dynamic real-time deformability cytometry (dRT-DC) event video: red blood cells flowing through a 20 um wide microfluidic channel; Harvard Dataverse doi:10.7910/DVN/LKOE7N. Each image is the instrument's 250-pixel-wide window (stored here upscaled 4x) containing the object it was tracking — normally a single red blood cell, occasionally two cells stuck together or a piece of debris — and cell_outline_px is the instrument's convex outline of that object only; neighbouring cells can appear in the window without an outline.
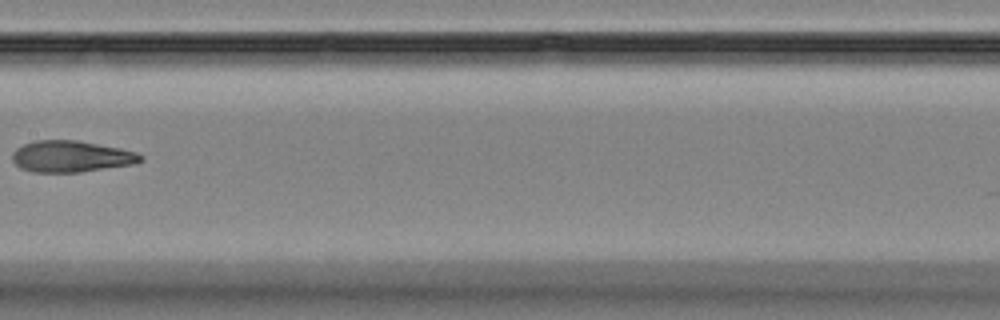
{"species": "Egyptian fruit bat (a non-hibernating species)", "species_latin": "Rousettus aegyptiacus", "temperature_condition": "room temperature", "stored_images_in_passage": 9, "camera_frame_rate_fps": 3000, "um_per_image_px": 0.085, "animal": {"sex": "female"}, "frame": {"image": 1, "passage_image": 8, "time_ms": 8.333, "image_size_px": [1000, 320], "cell_outline_px": [[144, 160], [136, 164], [80, 172], [32, 172], [20, 168], [12, 160], [12, 152], [16, 148], [24, 144], [36, 140], [76, 140], [120, 148], [136, 152], [144, 156]], "centroid_in_image_um": [6.06, 13.3], "position_along_channel_um": 201.3, "area_um2": 23.64}}
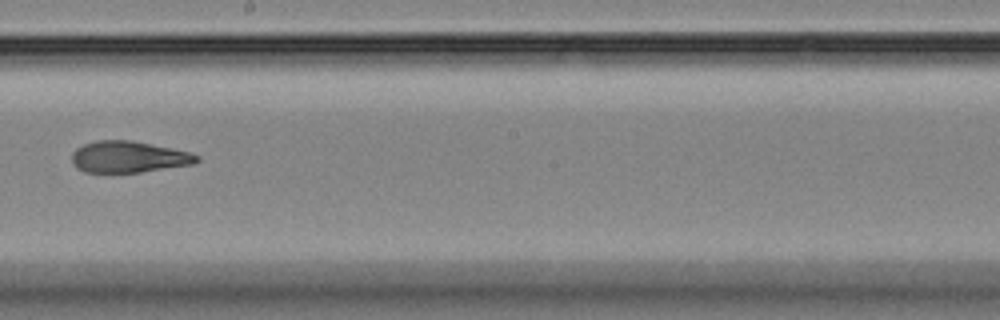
{"frame": {"image": 2, "passage_image": 9, "time_ms": 9.333, "image_size_px": [1000, 320], "cell_outline_px": [[200, 160], [196, 164], [140, 172], [84, 172], [76, 168], [72, 164], [72, 152], [76, 148], [84, 144], [96, 140], [132, 140], [188, 152], [200, 156]], "centroid_in_image_um": [10.92, 13.34], "position_along_channel_um": 237.3, "area_um2": 22.95}}